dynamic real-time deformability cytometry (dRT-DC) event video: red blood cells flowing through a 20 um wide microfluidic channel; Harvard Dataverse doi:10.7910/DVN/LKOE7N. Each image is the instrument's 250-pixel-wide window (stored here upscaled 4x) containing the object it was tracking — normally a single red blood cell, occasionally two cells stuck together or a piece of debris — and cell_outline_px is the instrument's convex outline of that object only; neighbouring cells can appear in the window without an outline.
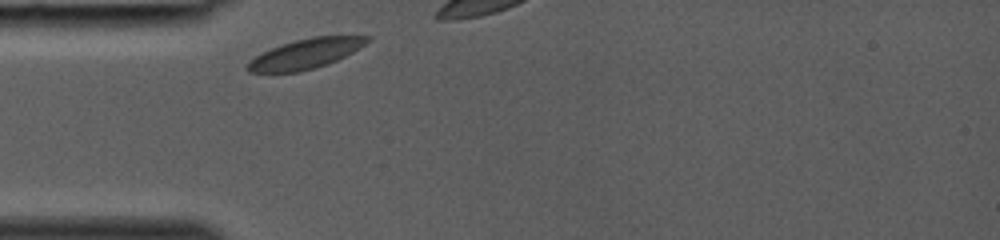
{"species": "common noctule bat (a hibernating species)", "species_latin": "Nyctalus noctula", "temperature_condition": "room temperature", "stored_images_in_passage": 6, "camera_frame_rate_fps": 3000, "um_per_image_px": 0.085, "animal": {"sex": "female", "body_mass_g": 19.0, "forearm_length_mm": 53.3}, "frame": {"image": 1, "passage_image": 1, "time_ms": 0.0, "image_size_px": [1000, 240], "cell_outline_px": [[372, 40], [352, 52], [328, 64], [300, 72], [248, 72], [244, 68], [256, 56], [280, 44], [312, 36], [372, 36]], "centroid_in_image_um": [26.0, 4.56], "position_along_channel_um": 59.0, "area_um2": 20.63}}
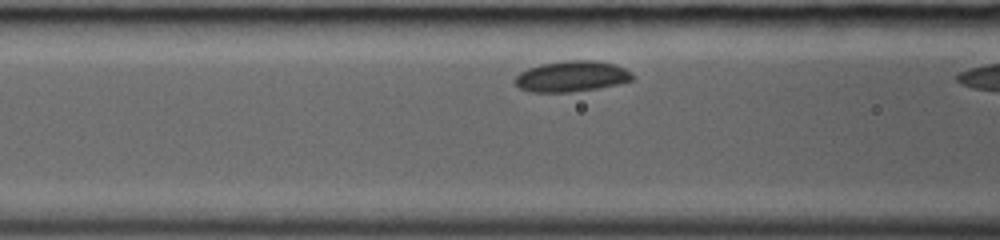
{"frame": {"image": 2, "passage_image": 5, "time_ms": 1.333, "image_size_px": [1000, 240], "cell_outline_px": [[632, 80], [616, 84], [596, 88], [568, 92], [532, 92], [520, 88], [512, 80], [520, 72], [528, 68], [540, 64], [564, 60], [596, 60], [616, 64], [632, 72]], "centroid_in_image_um": [48.56, 6.47], "position_along_channel_um": 118.0, "area_um2": 21.1}}